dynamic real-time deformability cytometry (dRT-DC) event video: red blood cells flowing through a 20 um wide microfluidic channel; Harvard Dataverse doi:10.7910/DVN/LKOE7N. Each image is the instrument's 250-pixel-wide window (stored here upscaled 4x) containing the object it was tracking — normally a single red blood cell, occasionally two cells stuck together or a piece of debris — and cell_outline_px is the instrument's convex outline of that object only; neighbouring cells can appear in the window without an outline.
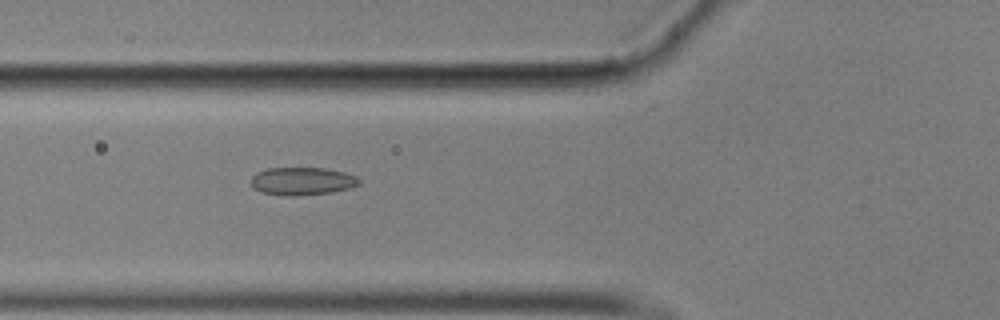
{"species": "common noctule bat (a hibernating species)", "species_latin": "Nyctalus noctula", "temperature_condition": "cold", "stored_images_in_passage": 39, "camera_frame_rate_fps": 3000, "um_per_image_px": 0.085, "animal": {"sex": "male", "body_mass_g": 17.9}, "frame": {"image": 1, "passage_image": 3, "time_ms": 0.667, "image_size_px": [1000, 320], "cell_outline_px": [[360, 184], [352, 188], [332, 192], [296, 196], [288, 196], [260, 192], [252, 188], [252, 176], [256, 172], [268, 168], [324, 168], [344, 172], [356, 176], [360, 180]], "centroid_in_image_um": [25.69, 15.4], "position_along_channel_um": 100.1, "area_um2": 17.69}}
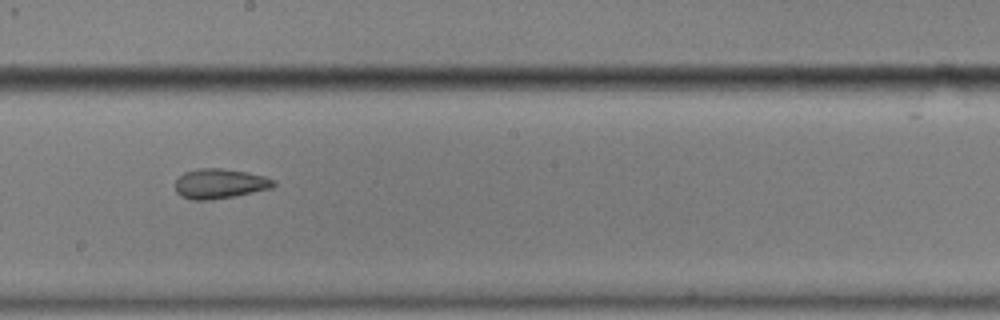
{"frame": {"image": 2, "passage_image": 14, "time_ms": 4.333, "image_size_px": [1000, 320], "cell_outline_px": [[276, 184], [272, 188], [236, 196], [212, 200], [192, 200], [180, 196], [176, 192], [176, 180], [184, 172], [196, 168], [220, 168], [244, 172], [264, 176], [276, 180]], "centroid_in_image_um": [18.68, 15.62], "position_along_channel_um": 229.5, "area_um2": 17.22}}
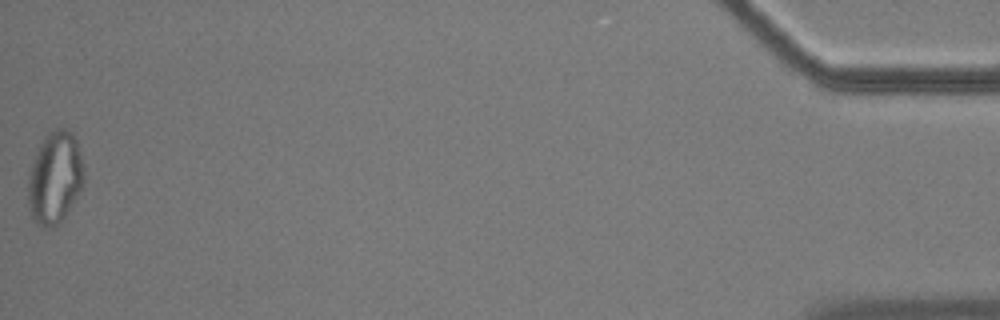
{"frame": {"image": 3, "passage_image": 39, "time_ms": 12.667, "image_size_px": [1000, 320], "cell_outline_px": [[84, 184], [80, 192], [64, 216], [52, 228], [44, 228], [36, 224], [32, 220], [28, 208], [28, 176], [32, 164], [40, 144], [44, 136], [48, 132], [56, 128], [64, 128], [72, 132], [76, 140], [84, 168]], "centroid_in_image_um": [4.66, 15.12], "position_along_channel_um": 430.5, "area_um2": 30.11}}